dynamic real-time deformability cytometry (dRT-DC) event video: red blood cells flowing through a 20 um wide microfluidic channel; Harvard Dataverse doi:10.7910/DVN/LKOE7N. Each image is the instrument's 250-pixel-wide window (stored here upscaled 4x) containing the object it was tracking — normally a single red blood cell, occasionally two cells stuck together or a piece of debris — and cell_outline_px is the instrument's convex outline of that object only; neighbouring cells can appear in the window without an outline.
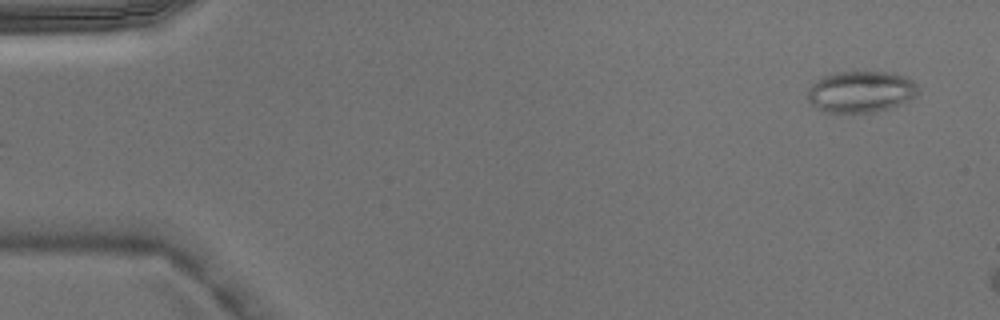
{"species": "Egyptian fruit bat (a non-hibernating species)", "species_latin": "Rousettus aegyptiacus", "temperature_condition": "warm", "stored_images_in_passage": 4, "camera_frame_rate_fps": 3000, "um_per_image_px": 0.085, "animal": {"sex": "male"}, "frame": {"image": 1, "passage_image": 4, "time_ms": 1.0, "image_size_px": [1000, 320], "cell_outline_px": [[920, 88], [916, 96], [908, 100], [888, 108], [872, 112], [824, 112], [816, 108], [808, 100], [808, 88], [812, 84], [824, 76], [840, 72], [892, 72], [904, 76], [912, 80]], "centroid_in_image_um": [73.18, 7.79], "position_along_channel_um": 11.8, "area_um2": 26.47}}